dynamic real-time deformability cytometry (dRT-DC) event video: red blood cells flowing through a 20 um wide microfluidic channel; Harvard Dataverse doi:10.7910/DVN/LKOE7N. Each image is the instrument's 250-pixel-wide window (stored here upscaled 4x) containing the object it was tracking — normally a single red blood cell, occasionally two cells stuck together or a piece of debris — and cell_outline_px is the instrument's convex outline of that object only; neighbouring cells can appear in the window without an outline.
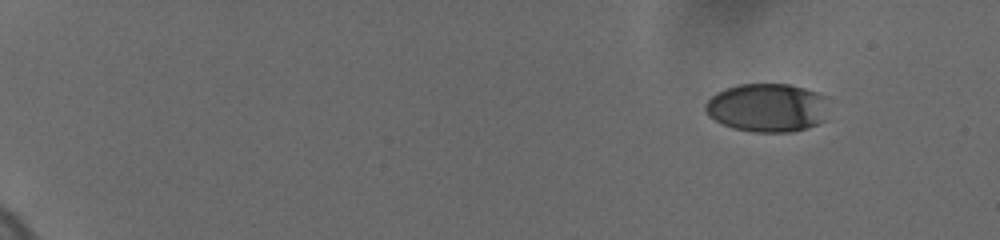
{"species": "human", "species_latin": "Homo sapiens", "temperature_condition": "cold", "stored_images_in_passage": 10, "camera_frame_rate_fps": 3000, "um_per_image_px": 0.085, "donor": {"sex": "female"}, "frame": {"image": 1, "passage_image": 1, "time_ms": 0.0, "image_size_px": [1000, 240], "cell_outline_px": [[828, 96], [824, 120], [808, 128], [792, 132], [752, 132], [732, 128], [708, 116], [704, 108], [704, 104], [716, 92], [736, 84], [788, 84], [804, 88]], "centroid_in_image_um": [65.21, 9.15], "position_along_channel_um": 19.8, "area_um2": 35.14}}
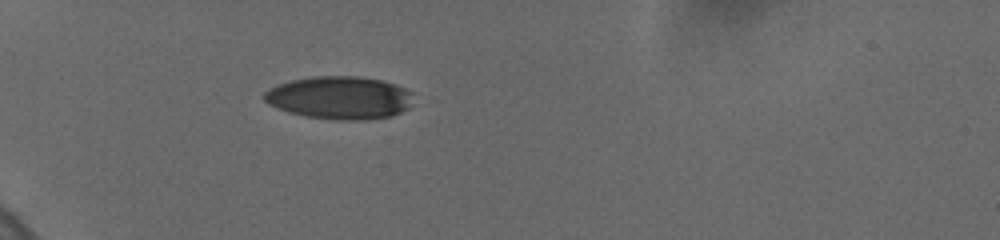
{"frame": {"image": 2, "passage_image": 10, "time_ms": 4.667, "image_size_px": [1000, 240], "cell_outline_px": [[412, 92], [408, 108], [392, 116], [364, 120], [340, 120], [304, 116], [288, 112], [276, 108], [268, 104], [264, 100], [264, 92], [280, 84], [292, 80], [316, 76], [360, 76], [380, 80], [404, 88]], "centroid_in_image_um": [28.85, 8.31], "position_along_channel_um": 56.2, "area_um2": 36.99}}